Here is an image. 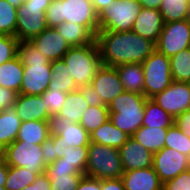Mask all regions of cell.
Listing matches in <instances>:
<instances>
[{"label":"cell","instance_id":"1","mask_svg":"<svg viewBox=\"0 0 190 190\" xmlns=\"http://www.w3.org/2000/svg\"><path fill=\"white\" fill-rule=\"evenodd\" d=\"M96 42L102 65L116 67L124 63H143L155 50V43L133 31H98Z\"/></svg>","mask_w":190,"mask_h":190},{"label":"cell","instance_id":"2","mask_svg":"<svg viewBox=\"0 0 190 190\" xmlns=\"http://www.w3.org/2000/svg\"><path fill=\"white\" fill-rule=\"evenodd\" d=\"M18 56L23 64L20 94H43L52 80L51 61L30 40L19 41Z\"/></svg>","mask_w":190,"mask_h":190},{"label":"cell","instance_id":"3","mask_svg":"<svg viewBox=\"0 0 190 190\" xmlns=\"http://www.w3.org/2000/svg\"><path fill=\"white\" fill-rule=\"evenodd\" d=\"M45 16L48 27L74 22L85 26L95 37L99 31L98 13L90 0H52Z\"/></svg>","mask_w":190,"mask_h":190},{"label":"cell","instance_id":"4","mask_svg":"<svg viewBox=\"0 0 190 190\" xmlns=\"http://www.w3.org/2000/svg\"><path fill=\"white\" fill-rule=\"evenodd\" d=\"M146 100L143 94L124 91L107 105L110 121L132 136L142 126Z\"/></svg>","mask_w":190,"mask_h":190},{"label":"cell","instance_id":"5","mask_svg":"<svg viewBox=\"0 0 190 190\" xmlns=\"http://www.w3.org/2000/svg\"><path fill=\"white\" fill-rule=\"evenodd\" d=\"M62 60L78 88L90 85L102 65L96 40L85 46L71 47Z\"/></svg>","mask_w":190,"mask_h":190},{"label":"cell","instance_id":"6","mask_svg":"<svg viewBox=\"0 0 190 190\" xmlns=\"http://www.w3.org/2000/svg\"><path fill=\"white\" fill-rule=\"evenodd\" d=\"M123 173L117 148L94 142L89 144L85 176L103 180L121 178Z\"/></svg>","mask_w":190,"mask_h":190},{"label":"cell","instance_id":"7","mask_svg":"<svg viewBox=\"0 0 190 190\" xmlns=\"http://www.w3.org/2000/svg\"><path fill=\"white\" fill-rule=\"evenodd\" d=\"M51 1L25 0L17 8L15 37L19 41H29L48 27L45 13Z\"/></svg>","mask_w":190,"mask_h":190},{"label":"cell","instance_id":"8","mask_svg":"<svg viewBox=\"0 0 190 190\" xmlns=\"http://www.w3.org/2000/svg\"><path fill=\"white\" fill-rule=\"evenodd\" d=\"M141 9L138 0H116L98 14L99 31H132Z\"/></svg>","mask_w":190,"mask_h":190},{"label":"cell","instance_id":"9","mask_svg":"<svg viewBox=\"0 0 190 190\" xmlns=\"http://www.w3.org/2000/svg\"><path fill=\"white\" fill-rule=\"evenodd\" d=\"M144 71V95L152 98L172 82L170 58L156 49L142 63Z\"/></svg>","mask_w":190,"mask_h":190},{"label":"cell","instance_id":"10","mask_svg":"<svg viewBox=\"0 0 190 190\" xmlns=\"http://www.w3.org/2000/svg\"><path fill=\"white\" fill-rule=\"evenodd\" d=\"M2 159L8 166L34 170L38 175L44 174L47 168L41 145L25 143V141H14L6 146L3 149Z\"/></svg>","mask_w":190,"mask_h":190},{"label":"cell","instance_id":"11","mask_svg":"<svg viewBox=\"0 0 190 190\" xmlns=\"http://www.w3.org/2000/svg\"><path fill=\"white\" fill-rule=\"evenodd\" d=\"M190 48V24L188 19L164 23L155 49L168 58Z\"/></svg>","mask_w":190,"mask_h":190},{"label":"cell","instance_id":"12","mask_svg":"<svg viewBox=\"0 0 190 190\" xmlns=\"http://www.w3.org/2000/svg\"><path fill=\"white\" fill-rule=\"evenodd\" d=\"M151 99L175 118L190 109V83L173 81Z\"/></svg>","mask_w":190,"mask_h":190},{"label":"cell","instance_id":"13","mask_svg":"<svg viewBox=\"0 0 190 190\" xmlns=\"http://www.w3.org/2000/svg\"><path fill=\"white\" fill-rule=\"evenodd\" d=\"M48 128L53 135H59L66 148L89 146L90 134L80 123L71 122L64 116L50 115L47 120Z\"/></svg>","mask_w":190,"mask_h":190},{"label":"cell","instance_id":"14","mask_svg":"<svg viewBox=\"0 0 190 190\" xmlns=\"http://www.w3.org/2000/svg\"><path fill=\"white\" fill-rule=\"evenodd\" d=\"M153 168L162 183L188 170V156L175 149L163 147L153 153Z\"/></svg>","mask_w":190,"mask_h":190},{"label":"cell","instance_id":"15","mask_svg":"<svg viewBox=\"0 0 190 190\" xmlns=\"http://www.w3.org/2000/svg\"><path fill=\"white\" fill-rule=\"evenodd\" d=\"M45 174L50 179L51 190H76L84 176L74 165L62 162V158L48 164Z\"/></svg>","mask_w":190,"mask_h":190},{"label":"cell","instance_id":"16","mask_svg":"<svg viewBox=\"0 0 190 190\" xmlns=\"http://www.w3.org/2000/svg\"><path fill=\"white\" fill-rule=\"evenodd\" d=\"M91 86L108 105L114 98L123 93L124 87L115 67L101 65L91 81Z\"/></svg>","mask_w":190,"mask_h":190},{"label":"cell","instance_id":"17","mask_svg":"<svg viewBox=\"0 0 190 190\" xmlns=\"http://www.w3.org/2000/svg\"><path fill=\"white\" fill-rule=\"evenodd\" d=\"M123 171L153 167V153L130 137L119 149Z\"/></svg>","mask_w":190,"mask_h":190},{"label":"cell","instance_id":"18","mask_svg":"<svg viewBox=\"0 0 190 190\" xmlns=\"http://www.w3.org/2000/svg\"><path fill=\"white\" fill-rule=\"evenodd\" d=\"M51 62L60 60L71 48L55 27H47L30 40Z\"/></svg>","mask_w":190,"mask_h":190},{"label":"cell","instance_id":"19","mask_svg":"<svg viewBox=\"0 0 190 190\" xmlns=\"http://www.w3.org/2000/svg\"><path fill=\"white\" fill-rule=\"evenodd\" d=\"M164 26L163 17L158 9L142 7L136 17L132 31L156 43Z\"/></svg>","mask_w":190,"mask_h":190},{"label":"cell","instance_id":"20","mask_svg":"<svg viewBox=\"0 0 190 190\" xmlns=\"http://www.w3.org/2000/svg\"><path fill=\"white\" fill-rule=\"evenodd\" d=\"M121 179L125 190H162L163 187L153 167L124 171Z\"/></svg>","mask_w":190,"mask_h":190},{"label":"cell","instance_id":"21","mask_svg":"<svg viewBox=\"0 0 190 190\" xmlns=\"http://www.w3.org/2000/svg\"><path fill=\"white\" fill-rule=\"evenodd\" d=\"M13 106L22 122L35 120L47 121L50 116L41 95L18 94Z\"/></svg>","mask_w":190,"mask_h":190},{"label":"cell","instance_id":"22","mask_svg":"<svg viewBox=\"0 0 190 190\" xmlns=\"http://www.w3.org/2000/svg\"><path fill=\"white\" fill-rule=\"evenodd\" d=\"M126 92L144 95L142 63H124L115 67Z\"/></svg>","mask_w":190,"mask_h":190},{"label":"cell","instance_id":"23","mask_svg":"<svg viewBox=\"0 0 190 190\" xmlns=\"http://www.w3.org/2000/svg\"><path fill=\"white\" fill-rule=\"evenodd\" d=\"M131 136L116 127L110 119L90 133V141L119 149Z\"/></svg>","mask_w":190,"mask_h":190},{"label":"cell","instance_id":"24","mask_svg":"<svg viewBox=\"0 0 190 190\" xmlns=\"http://www.w3.org/2000/svg\"><path fill=\"white\" fill-rule=\"evenodd\" d=\"M21 123L14 106L0 111V148L2 150L16 140Z\"/></svg>","mask_w":190,"mask_h":190},{"label":"cell","instance_id":"25","mask_svg":"<svg viewBox=\"0 0 190 190\" xmlns=\"http://www.w3.org/2000/svg\"><path fill=\"white\" fill-rule=\"evenodd\" d=\"M55 28L70 47L85 46L96 39L85 26L74 22H64Z\"/></svg>","mask_w":190,"mask_h":190},{"label":"cell","instance_id":"26","mask_svg":"<svg viewBox=\"0 0 190 190\" xmlns=\"http://www.w3.org/2000/svg\"><path fill=\"white\" fill-rule=\"evenodd\" d=\"M51 135L47 121L35 120L22 122L15 141H25L41 145Z\"/></svg>","mask_w":190,"mask_h":190},{"label":"cell","instance_id":"27","mask_svg":"<svg viewBox=\"0 0 190 190\" xmlns=\"http://www.w3.org/2000/svg\"><path fill=\"white\" fill-rule=\"evenodd\" d=\"M23 77V64L17 55L0 65V87L12 89L20 94Z\"/></svg>","mask_w":190,"mask_h":190},{"label":"cell","instance_id":"28","mask_svg":"<svg viewBox=\"0 0 190 190\" xmlns=\"http://www.w3.org/2000/svg\"><path fill=\"white\" fill-rule=\"evenodd\" d=\"M167 130L168 128H150L142 125L131 137L141 143L147 150L155 153L164 147Z\"/></svg>","mask_w":190,"mask_h":190},{"label":"cell","instance_id":"29","mask_svg":"<svg viewBox=\"0 0 190 190\" xmlns=\"http://www.w3.org/2000/svg\"><path fill=\"white\" fill-rule=\"evenodd\" d=\"M89 107L80 91L74 90L67 93L64 104L58 112V116H64L71 122L80 123L83 113Z\"/></svg>","mask_w":190,"mask_h":190},{"label":"cell","instance_id":"30","mask_svg":"<svg viewBox=\"0 0 190 190\" xmlns=\"http://www.w3.org/2000/svg\"><path fill=\"white\" fill-rule=\"evenodd\" d=\"M173 124L174 118L164 111L153 99L147 98L142 125L150 128H169Z\"/></svg>","mask_w":190,"mask_h":190},{"label":"cell","instance_id":"31","mask_svg":"<svg viewBox=\"0 0 190 190\" xmlns=\"http://www.w3.org/2000/svg\"><path fill=\"white\" fill-rule=\"evenodd\" d=\"M51 71L52 80L48 88L60 89L66 93L78 89L72 75L68 72V66L62 59L51 62Z\"/></svg>","mask_w":190,"mask_h":190},{"label":"cell","instance_id":"32","mask_svg":"<svg viewBox=\"0 0 190 190\" xmlns=\"http://www.w3.org/2000/svg\"><path fill=\"white\" fill-rule=\"evenodd\" d=\"M159 11L164 23L186 20L190 16L189 0H162Z\"/></svg>","mask_w":190,"mask_h":190},{"label":"cell","instance_id":"33","mask_svg":"<svg viewBox=\"0 0 190 190\" xmlns=\"http://www.w3.org/2000/svg\"><path fill=\"white\" fill-rule=\"evenodd\" d=\"M37 177L38 174L34 170L8 166L7 179L4 187L6 190H21L32 184Z\"/></svg>","mask_w":190,"mask_h":190},{"label":"cell","instance_id":"34","mask_svg":"<svg viewBox=\"0 0 190 190\" xmlns=\"http://www.w3.org/2000/svg\"><path fill=\"white\" fill-rule=\"evenodd\" d=\"M170 70L173 81L190 83V48L170 58Z\"/></svg>","mask_w":190,"mask_h":190},{"label":"cell","instance_id":"35","mask_svg":"<svg viewBox=\"0 0 190 190\" xmlns=\"http://www.w3.org/2000/svg\"><path fill=\"white\" fill-rule=\"evenodd\" d=\"M109 119L108 106H89L83 113L80 124L90 134Z\"/></svg>","mask_w":190,"mask_h":190},{"label":"cell","instance_id":"36","mask_svg":"<svg viewBox=\"0 0 190 190\" xmlns=\"http://www.w3.org/2000/svg\"><path fill=\"white\" fill-rule=\"evenodd\" d=\"M17 8L7 0H0V34L15 37L17 25Z\"/></svg>","mask_w":190,"mask_h":190},{"label":"cell","instance_id":"37","mask_svg":"<svg viewBox=\"0 0 190 190\" xmlns=\"http://www.w3.org/2000/svg\"><path fill=\"white\" fill-rule=\"evenodd\" d=\"M164 147L175 149L188 156L190 153V137L173 124L167 130Z\"/></svg>","mask_w":190,"mask_h":190},{"label":"cell","instance_id":"38","mask_svg":"<svg viewBox=\"0 0 190 190\" xmlns=\"http://www.w3.org/2000/svg\"><path fill=\"white\" fill-rule=\"evenodd\" d=\"M88 160V146L65 147L62 154V162L74 165L82 174L85 175L86 164Z\"/></svg>","mask_w":190,"mask_h":190},{"label":"cell","instance_id":"39","mask_svg":"<svg viewBox=\"0 0 190 190\" xmlns=\"http://www.w3.org/2000/svg\"><path fill=\"white\" fill-rule=\"evenodd\" d=\"M66 96V92L54 88H48L43 94H41L43 103L50 115L58 114L64 104Z\"/></svg>","mask_w":190,"mask_h":190},{"label":"cell","instance_id":"40","mask_svg":"<svg viewBox=\"0 0 190 190\" xmlns=\"http://www.w3.org/2000/svg\"><path fill=\"white\" fill-rule=\"evenodd\" d=\"M18 44L16 37L0 34V65L18 55Z\"/></svg>","mask_w":190,"mask_h":190},{"label":"cell","instance_id":"41","mask_svg":"<svg viewBox=\"0 0 190 190\" xmlns=\"http://www.w3.org/2000/svg\"><path fill=\"white\" fill-rule=\"evenodd\" d=\"M162 190H190V168L164 182Z\"/></svg>","mask_w":190,"mask_h":190},{"label":"cell","instance_id":"42","mask_svg":"<svg viewBox=\"0 0 190 190\" xmlns=\"http://www.w3.org/2000/svg\"><path fill=\"white\" fill-rule=\"evenodd\" d=\"M78 90L85 98L86 102L89 106H107L101 96L95 91V89L90 85H85L83 87H79Z\"/></svg>","mask_w":190,"mask_h":190},{"label":"cell","instance_id":"43","mask_svg":"<svg viewBox=\"0 0 190 190\" xmlns=\"http://www.w3.org/2000/svg\"><path fill=\"white\" fill-rule=\"evenodd\" d=\"M18 93L12 89L0 87V111L12 107L16 101Z\"/></svg>","mask_w":190,"mask_h":190},{"label":"cell","instance_id":"44","mask_svg":"<svg viewBox=\"0 0 190 190\" xmlns=\"http://www.w3.org/2000/svg\"><path fill=\"white\" fill-rule=\"evenodd\" d=\"M44 162L48 165L57 160V154L54 147V141L49 137L41 144Z\"/></svg>","mask_w":190,"mask_h":190},{"label":"cell","instance_id":"45","mask_svg":"<svg viewBox=\"0 0 190 190\" xmlns=\"http://www.w3.org/2000/svg\"><path fill=\"white\" fill-rule=\"evenodd\" d=\"M174 124L188 137H190V109L174 118Z\"/></svg>","mask_w":190,"mask_h":190},{"label":"cell","instance_id":"46","mask_svg":"<svg viewBox=\"0 0 190 190\" xmlns=\"http://www.w3.org/2000/svg\"><path fill=\"white\" fill-rule=\"evenodd\" d=\"M76 190H101V180L84 175Z\"/></svg>","mask_w":190,"mask_h":190},{"label":"cell","instance_id":"47","mask_svg":"<svg viewBox=\"0 0 190 190\" xmlns=\"http://www.w3.org/2000/svg\"><path fill=\"white\" fill-rule=\"evenodd\" d=\"M101 190H125L122 179H103L101 180Z\"/></svg>","mask_w":190,"mask_h":190},{"label":"cell","instance_id":"48","mask_svg":"<svg viewBox=\"0 0 190 190\" xmlns=\"http://www.w3.org/2000/svg\"><path fill=\"white\" fill-rule=\"evenodd\" d=\"M50 187L51 184L48 176L45 173L38 175L35 180V190H51Z\"/></svg>","mask_w":190,"mask_h":190},{"label":"cell","instance_id":"49","mask_svg":"<svg viewBox=\"0 0 190 190\" xmlns=\"http://www.w3.org/2000/svg\"><path fill=\"white\" fill-rule=\"evenodd\" d=\"M50 138L54 141V147L57 154V159L62 158V154L65 151V145L62 143V138L59 135H50Z\"/></svg>","mask_w":190,"mask_h":190},{"label":"cell","instance_id":"50","mask_svg":"<svg viewBox=\"0 0 190 190\" xmlns=\"http://www.w3.org/2000/svg\"><path fill=\"white\" fill-rule=\"evenodd\" d=\"M94 5L96 12L99 14L105 8H108L111 4H113L116 0H90Z\"/></svg>","mask_w":190,"mask_h":190},{"label":"cell","instance_id":"51","mask_svg":"<svg viewBox=\"0 0 190 190\" xmlns=\"http://www.w3.org/2000/svg\"><path fill=\"white\" fill-rule=\"evenodd\" d=\"M162 0H138L142 7L148 9H160Z\"/></svg>","mask_w":190,"mask_h":190},{"label":"cell","instance_id":"52","mask_svg":"<svg viewBox=\"0 0 190 190\" xmlns=\"http://www.w3.org/2000/svg\"><path fill=\"white\" fill-rule=\"evenodd\" d=\"M7 173H8V165L3 159H1L0 160V186L5 185V181L7 179Z\"/></svg>","mask_w":190,"mask_h":190},{"label":"cell","instance_id":"53","mask_svg":"<svg viewBox=\"0 0 190 190\" xmlns=\"http://www.w3.org/2000/svg\"><path fill=\"white\" fill-rule=\"evenodd\" d=\"M12 6L18 8L21 6L25 0H7Z\"/></svg>","mask_w":190,"mask_h":190},{"label":"cell","instance_id":"54","mask_svg":"<svg viewBox=\"0 0 190 190\" xmlns=\"http://www.w3.org/2000/svg\"><path fill=\"white\" fill-rule=\"evenodd\" d=\"M21 190H35V181Z\"/></svg>","mask_w":190,"mask_h":190},{"label":"cell","instance_id":"55","mask_svg":"<svg viewBox=\"0 0 190 190\" xmlns=\"http://www.w3.org/2000/svg\"><path fill=\"white\" fill-rule=\"evenodd\" d=\"M3 150L0 148V160L2 159Z\"/></svg>","mask_w":190,"mask_h":190},{"label":"cell","instance_id":"56","mask_svg":"<svg viewBox=\"0 0 190 190\" xmlns=\"http://www.w3.org/2000/svg\"><path fill=\"white\" fill-rule=\"evenodd\" d=\"M188 163H189V167H190V153L188 155Z\"/></svg>","mask_w":190,"mask_h":190},{"label":"cell","instance_id":"57","mask_svg":"<svg viewBox=\"0 0 190 190\" xmlns=\"http://www.w3.org/2000/svg\"><path fill=\"white\" fill-rule=\"evenodd\" d=\"M0 190H6L4 186H0Z\"/></svg>","mask_w":190,"mask_h":190}]
</instances>
